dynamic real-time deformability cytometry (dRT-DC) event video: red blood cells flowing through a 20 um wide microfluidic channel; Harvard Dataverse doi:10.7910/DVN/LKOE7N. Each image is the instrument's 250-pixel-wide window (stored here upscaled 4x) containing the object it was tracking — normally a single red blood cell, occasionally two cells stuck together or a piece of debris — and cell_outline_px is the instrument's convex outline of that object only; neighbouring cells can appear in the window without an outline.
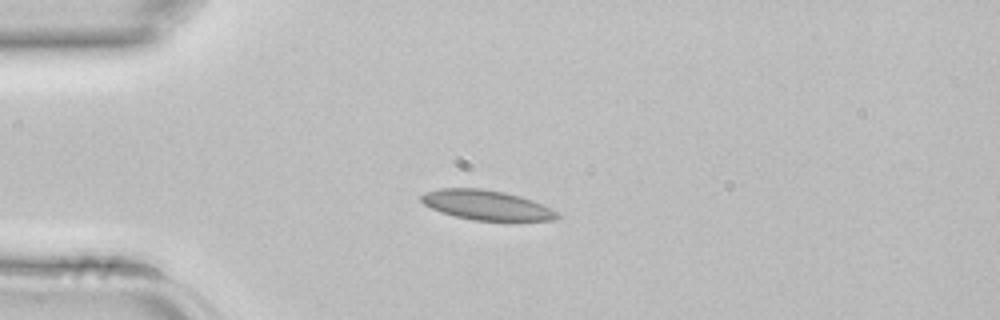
{"species": "common noctule bat (a hibernating species)", "species_latin": "Nyctalus noctula", "temperature_condition": "room temperature", "stored_images_in_passage": 1, "camera_frame_rate_fps": 3000, "um_per_image_px": 0.085, "animal": {"sex": "female", "body_mass_g": 22.7, "forearm_length_mm": 54.2}, "frame": {"image": 1, "passage_image": 1, "time_ms": 0.0, "image_size_px": [1000, 320], "cell_outline_px": [[560, 216], [556, 220], [472, 220], [440, 212], [424, 204], [420, 200], [420, 196], [424, 192], [440, 188], [480, 188], [504, 192], [520, 196], [532, 200], [552, 208]], "centroid_in_image_um": [41.33, 17.42], "position_along_channel_um": 43.7, "area_um2": 23.47}}